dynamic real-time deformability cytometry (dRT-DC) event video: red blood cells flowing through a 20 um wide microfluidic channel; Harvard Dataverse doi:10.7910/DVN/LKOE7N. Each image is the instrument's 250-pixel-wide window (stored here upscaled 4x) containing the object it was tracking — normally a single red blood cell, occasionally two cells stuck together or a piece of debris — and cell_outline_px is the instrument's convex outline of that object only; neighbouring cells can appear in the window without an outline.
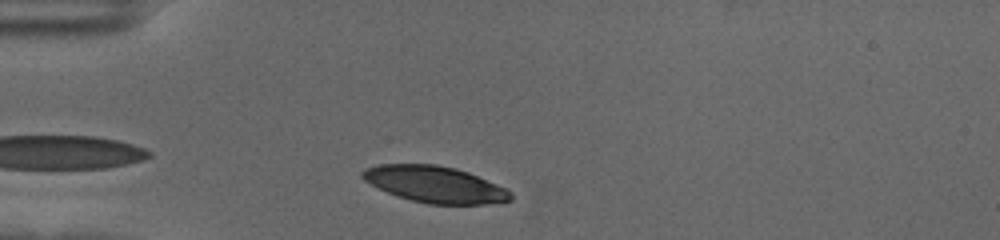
{"species": "human", "species_latin": "Homo sapiens", "temperature_condition": "cold", "stored_images_in_passage": 35, "camera_frame_rate_fps": 3000, "um_per_image_px": 0.085, "donor": {"sex": "female"}, "frame": {"image": 1, "passage_image": 3, "time_ms": 0.667, "image_size_px": [1000, 240], "cell_outline_px": [[512, 200], [504, 204], [428, 204], [412, 200], [388, 192], [364, 180], [360, 176], [360, 172], [364, 168], [380, 164], [436, 164], [456, 168], [468, 172], [508, 188], [512, 192]], "centroid_in_image_um": [37.05, 15.67], "position_along_channel_um": 48.0, "area_um2": 31.73}}
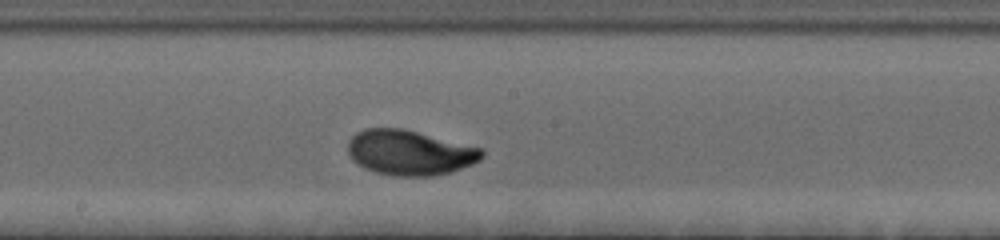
{"frame": {"image": 2, "passage_image": 19, "time_ms": 6.0, "image_size_px": [1000, 240], "cell_outline_px": [[484, 156], [480, 160], [472, 164], [452, 172], [432, 176], [396, 176], [376, 172], [364, 168], [356, 164], [352, 160], [348, 152], [348, 140], [356, 132], [364, 128], [400, 128], [484, 148]], "centroid_in_image_um": [34.82, 12.98], "position_along_channel_um": 213.4, "area_um2": 35.37}}
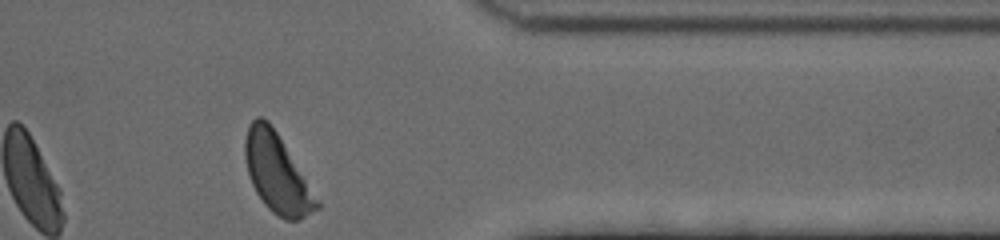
{"frame": {"image": 3, "passage_image": 35, "time_ms": 11.333, "image_size_px": [1000, 240], "cell_outline_px": [[320, 208], [300, 220], [284, 220], [272, 212], [264, 204], [256, 192], [252, 184], [248, 172], [244, 156], [244, 140], [248, 124], [256, 116], [260, 116], [268, 120], [276, 132], [320, 200]], "centroid_in_image_um": [23.54, 14.75], "position_along_channel_um": 387.9, "area_um2": 32.89}, "authors_computed_cell_mechanics": {"area_um2": 33.1772, "velocity_mm_per_s": 3.4932, "shape_relaxation_time_tau1_ms": 2.2172, "shape_relaxation_time_tau2_ms": 1.1378, "deformation_change_tau1": 0.1295, "deformation_change_tau2": 0.0464}}